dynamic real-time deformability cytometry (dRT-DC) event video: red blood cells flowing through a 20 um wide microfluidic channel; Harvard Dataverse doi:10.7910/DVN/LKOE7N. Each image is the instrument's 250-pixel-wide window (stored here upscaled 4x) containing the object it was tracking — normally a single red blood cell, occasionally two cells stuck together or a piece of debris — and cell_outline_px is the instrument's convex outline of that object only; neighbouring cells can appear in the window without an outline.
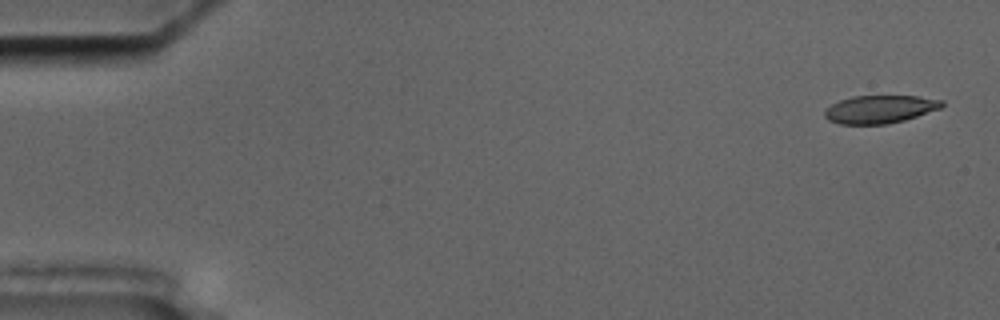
{"species": "common noctule bat (a hibernating species)", "species_latin": "Nyctalus noctula", "temperature_condition": "cold", "stored_images_in_passage": 57, "camera_frame_rate_fps": 3000, "um_per_image_px": 0.085, "animal": {"sex": "male", "body_mass_g": 17.5, "forearm_length_mm": 52.3}, "frame": {"image": 1, "passage_image": 2, "time_ms": 0.333, "image_size_px": [1000, 320], "cell_outline_px": [[944, 104], [940, 108], [904, 120], [888, 124], [840, 124], [828, 120], [824, 116], [824, 112], [832, 104], [840, 100], [852, 96], [916, 96], [944, 100]], "centroid_in_image_um": [74.78, 9.28], "position_along_channel_um": 10.2, "area_um2": 18.96}}
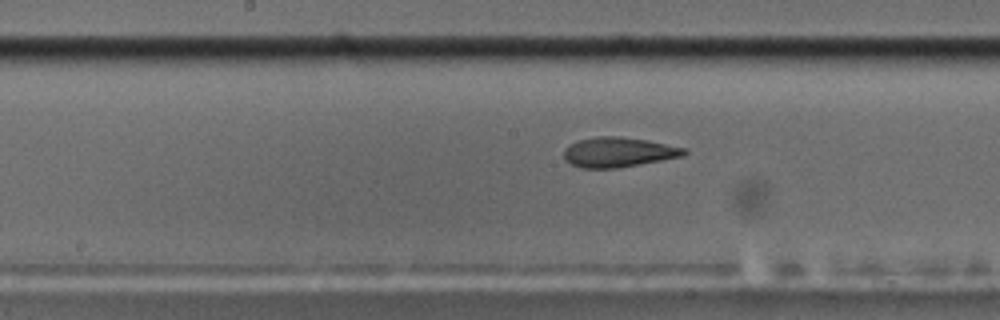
{"frame": {"image": 2, "passage_image": 29, "time_ms": 9.333, "image_size_px": [1000, 320], "cell_outline_px": [[688, 152], [684, 156], [616, 168], [580, 168], [564, 160], [564, 148], [568, 144], [580, 140], [596, 136], [620, 136], [648, 140], [688, 148]], "centroid_in_image_um": [52.57, 12.92], "position_along_channel_um": 195.6, "area_um2": 21.1}}
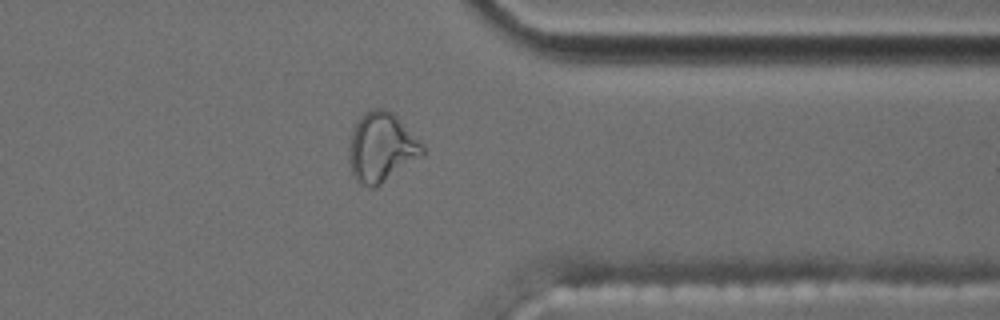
{"frame": {"image": 3, "passage_image": 45, "time_ms": 14.667, "image_size_px": [1000, 320], "cell_outline_px": [[424, 152], [420, 156], [376, 188], [372, 188], [360, 184], [352, 176], [348, 156], [348, 148], [352, 132], [356, 120], [364, 112], [372, 108], [384, 108], [392, 112], [420, 140], [424, 148]], "centroid_in_image_um": [32.38, 12.52], "position_along_channel_um": 379.0, "area_um2": 29.77}, "authors_computed_cell_mechanics": {"area_um2": 20.9814, "velocity_mm_per_s": 3.5497, "shape_relaxation_time_tau1_ms": null, "shape_relaxation_time_tau2_ms": 2.0435, "deformation_change_tau1": null, "deformation_change_tau2": 0.1005}}